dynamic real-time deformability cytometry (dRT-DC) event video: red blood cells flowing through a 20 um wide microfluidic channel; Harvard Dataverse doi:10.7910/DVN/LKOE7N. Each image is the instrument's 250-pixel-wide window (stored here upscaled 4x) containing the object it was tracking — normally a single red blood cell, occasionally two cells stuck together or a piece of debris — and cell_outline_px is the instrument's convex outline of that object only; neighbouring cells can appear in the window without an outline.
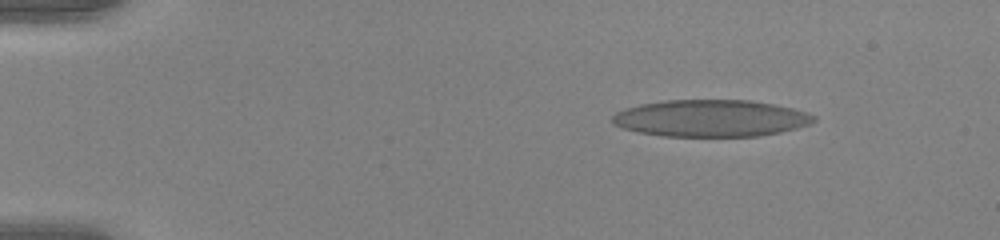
{"species": "human", "species_latin": "Homo sapiens", "temperature_condition": "warm", "stored_images_in_passage": 54, "camera_frame_rate_fps": 3000, "um_per_image_px": 0.085, "donor": {"sex": "female"}, "frame": {"image": 1, "passage_image": 8, "time_ms": 2.333, "image_size_px": [1000, 240], "cell_outline_px": [[816, 120], [808, 124], [796, 128], [780, 132], [756, 136], [664, 136], [640, 132], [624, 128], [616, 124], [612, 120], [612, 116], [616, 112], [624, 108], [640, 104], [668, 100], [748, 100], [772, 104], [792, 108], [808, 112], [816, 116]], "centroid_in_image_um": [60.43, 10.04], "position_along_channel_um": 24.6, "area_um2": 43.06}}
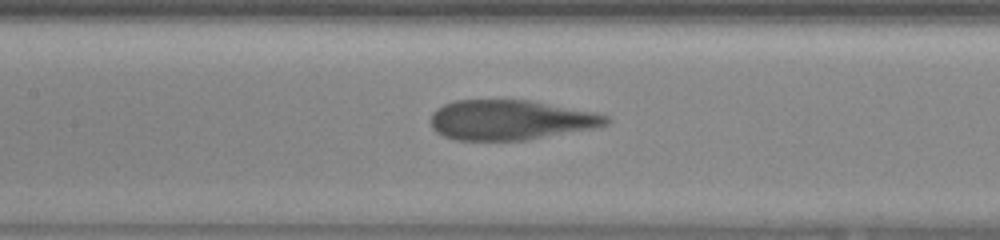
{"frame": {"image": 2, "passage_image": 27, "time_ms": 8.667, "image_size_px": [1000, 240], "cell_outline_px": [[612, 120], [608, 124], [592, 128], [528, 140], [456, 140], [444, 136], [436, 132], [432, 128], [432, 112], [436, 108], [444, 104], [456, 100], [528, 100], [596, 112], [608, 116]], "centroid_in_image_um": [43.39, 10.19], "position_along_channel_um": 164.0, "area_um2": 40.81}}
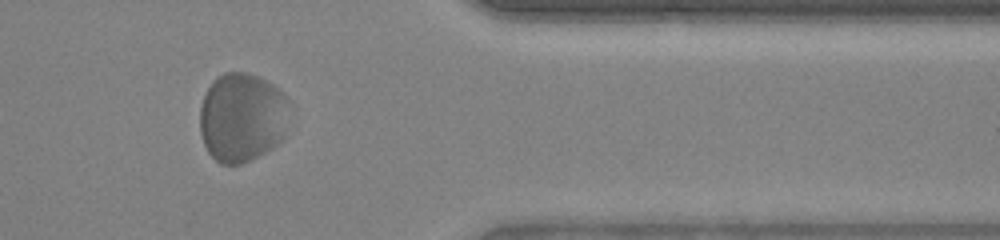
{"frame": {"image": 3, "passage_image": 46, "time_ms": 15.0, "image_size_px": [1000, 240], "cell_outline_px": [[292, 104], [284, 136], [272, 148], [240, 164], [220, 164], [208, 152], [204, 144], [200, 132], [200, 108], [204, 96], [212, 80], [216, 76], [224, 72], [244, 72], [256, 76], [272, 84]], "centroid_in_image_um": [20.57, 9.97], "position_along_channel_um": 390.8, "area_um2": 46.76}, "authors_computed_cell_mechanics": {"area_um2": 43.4656, "velocity_mm_per_s": 3.7834, "shape_relaxation_time_tau1_ms": 1.9768, "shape_relaxation_time_tau2_ms": null, "deformation_change_tau1": 0.1049, "deformation_change_tau2": null}}